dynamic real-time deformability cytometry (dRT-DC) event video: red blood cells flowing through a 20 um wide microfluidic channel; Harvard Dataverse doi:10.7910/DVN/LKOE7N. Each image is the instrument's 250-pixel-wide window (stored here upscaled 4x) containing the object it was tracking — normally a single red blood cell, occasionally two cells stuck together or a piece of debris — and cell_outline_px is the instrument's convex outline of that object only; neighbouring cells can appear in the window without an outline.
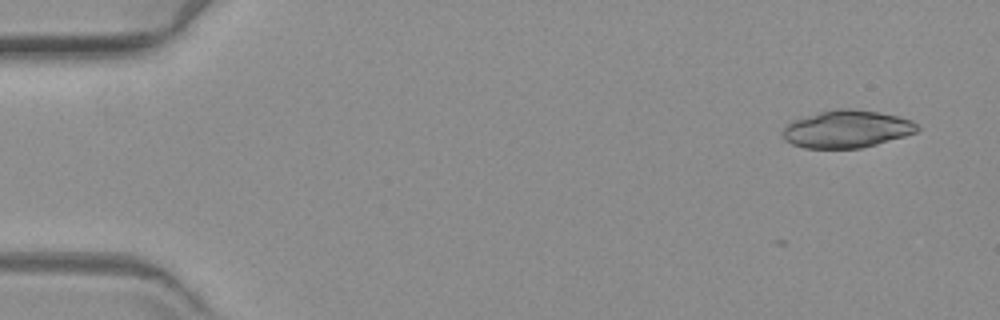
{"species": "common noctule bat (a hibernating species)", "species_latin": "Nyctalus noctula", "temperature_condition": "warm", "stored_images_in_passage": 4, "camera_frame_rate_fps": 3000, "um_per_image_px": 0.085, "animal": {"sex": "female", "body_mass_g": 19.3, "forearm_length_mm": 54.1}, "frame": {"image": 1, "passage_image": 1, "time_ms": 0.0, "image_size_px": [1000, 320], "cell_outline_px": [[920, 128], [916, 132], [904, 136], [876, 144], [860, 148], [804, 148], [792, 144], [784, 140], [780, 132], [792, 120], [820, 112], [840, 108], [852, 108], [880, 112], [912, 120]], "centroid_in_image_um": [71.95, 10.97], "position_along_channel_um": 13.1, "area_um2": 29.36}}